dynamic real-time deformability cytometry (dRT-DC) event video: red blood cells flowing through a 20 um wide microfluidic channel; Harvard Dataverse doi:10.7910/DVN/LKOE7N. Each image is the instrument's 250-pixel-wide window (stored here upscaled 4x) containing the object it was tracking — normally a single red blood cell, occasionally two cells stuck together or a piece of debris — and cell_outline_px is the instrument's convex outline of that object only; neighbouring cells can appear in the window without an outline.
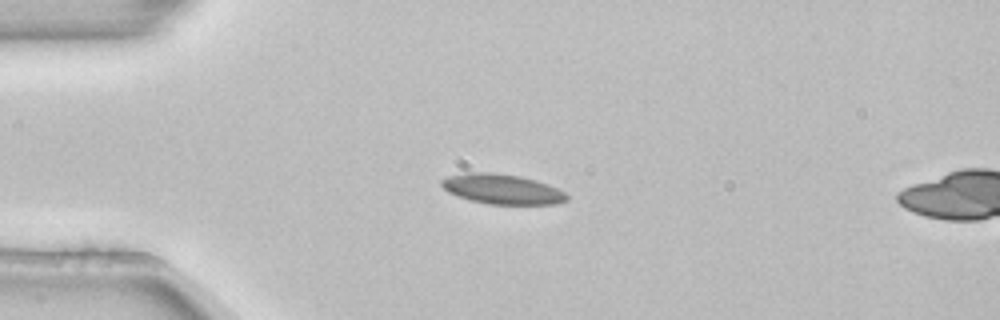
{"species": "common noctule bat (a hibernating species)", "species_latin": "Nyctalus noctula", "temperature_condition": "room temperature", "stored_images_in_passage": 4, "camera_frame_rate_fps": 3000, "um_per_image_px": 0.085, "animal": {"sex": "female", "body_mass_g": 22.7, "forearm_length_mm": 54.2}, "frame": {"image": 1, "passage_image": 2, "time_ms": 0.333, "image_size_px": [1000, 320], "cell_outline_px": [[568, 200], [556, 204], [488, 204], [472, 200], [448, 192], [440, 184], [440, 180], [448, 176], [468, 172], [496, 172], [520, 176], [536, 180], [548, 184], [564, 192], [568, 196]], "centroid_in_image_um": [42.69, 16.06], "position_along_channel_um": 42.3, "area_um2": 21.85}}